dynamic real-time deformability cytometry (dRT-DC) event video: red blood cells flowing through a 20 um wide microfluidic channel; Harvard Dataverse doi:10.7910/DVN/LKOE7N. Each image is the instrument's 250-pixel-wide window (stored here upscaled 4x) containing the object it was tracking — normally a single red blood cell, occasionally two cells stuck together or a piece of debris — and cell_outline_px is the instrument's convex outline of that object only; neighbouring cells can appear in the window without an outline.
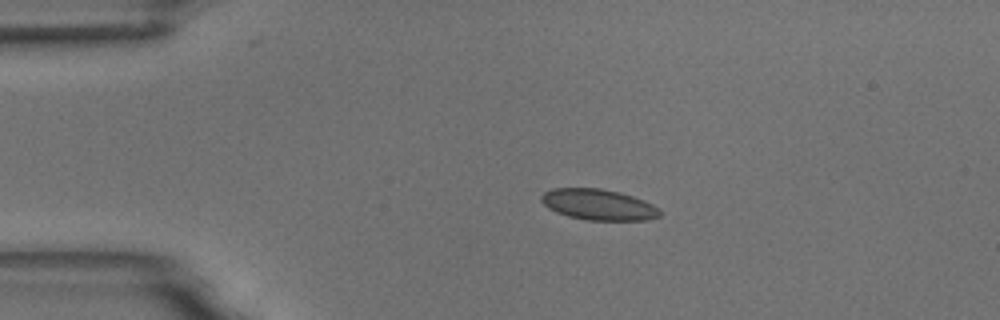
{"species": "common noctule bat (a hibernating species)", "species_latin": "Nyctalus noctula", "temperature_condition": "room temperature", "stored_images_in_passage": 4, "camera_frame_rate_fps": 3000, "um_per_image_px": 0.085, "animal": {"sex": "male", "body_mass_g": 18.8}, "frame": {"image": 1, "passage_image": 2, "time_ms": 2.0, "image_size_px": [1000, 320], "cell_outline_px": [[660, 216], [648, 220], [588, 220], [568, 216], [556, 212], [548, 208], [540, 200], [540, 196], [544, 192], [552, 188], [600, 188], [620, 192], [644, 200], [660, 208]], "centroid_in_image_um": [50.86, 17.39], "position_along_channel_um": 34.1, "area_um2": 21.44}}
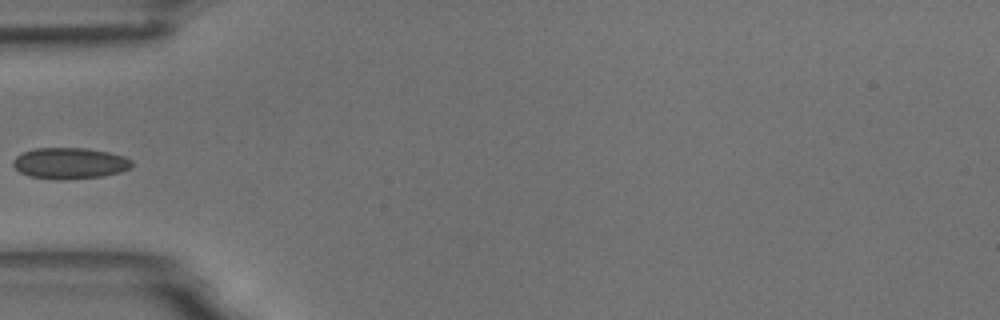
{"frame": {"image": 2, "passage_image": 4, "time_ms": 4.333, "image_size_px": [1000, 320], "cell_outline_px": [[132, 164], [128, 168], [120, 172], [104, 176], [56, 180], [28, 176], [20, 172], [12, 164], [12, 160], [16, 156], [24, 152], [36, 148], [84, 148], [108, 152], [124, 156], [132, 160]], "centroid_in_image_um": [5.91, 13.88], "position_along_channel_um": 79.1, "area_um2": 21.5}}